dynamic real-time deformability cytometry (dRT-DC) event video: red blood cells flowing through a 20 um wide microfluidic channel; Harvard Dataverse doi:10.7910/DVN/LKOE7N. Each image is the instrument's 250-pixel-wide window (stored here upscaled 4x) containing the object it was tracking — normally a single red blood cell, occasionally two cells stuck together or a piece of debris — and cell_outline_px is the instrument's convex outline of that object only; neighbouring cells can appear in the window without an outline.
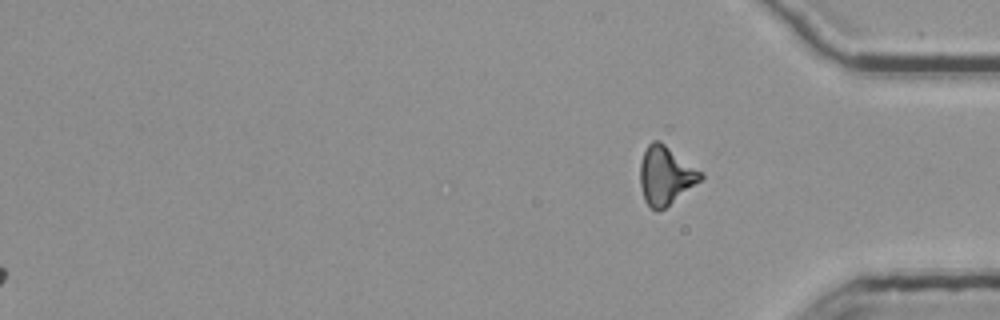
{"species": "common noctule bat (a hibernating species)", "species_latin": "Nyctalus noctula", "temperature_condition": "room temperature", "stored_images_in_passage": 55, "segment_of_instrument_passage": [3, 3], "camera_frame_rate_fps": 3000, "um_per_image_px": 0.085, "animal": {"sex": "female", "body_mass_g": 25.1}, "frame": {"image": 1, "passage_image": 55, "time_ms": 18.0, "image_size_px": [1000, 320], "cell_outline_px": [[704, 176], [700, 180], [664, 208], [656, 212], [644, 200], [640, 184], [640, 164], [644, 152], [648, 144], [652, 140], [660, 140], [704, 172]], "centroid_in_image_um": [56.57, 14.88], "position_along_channel_um": 378.6, "area_um2": 20.52}}